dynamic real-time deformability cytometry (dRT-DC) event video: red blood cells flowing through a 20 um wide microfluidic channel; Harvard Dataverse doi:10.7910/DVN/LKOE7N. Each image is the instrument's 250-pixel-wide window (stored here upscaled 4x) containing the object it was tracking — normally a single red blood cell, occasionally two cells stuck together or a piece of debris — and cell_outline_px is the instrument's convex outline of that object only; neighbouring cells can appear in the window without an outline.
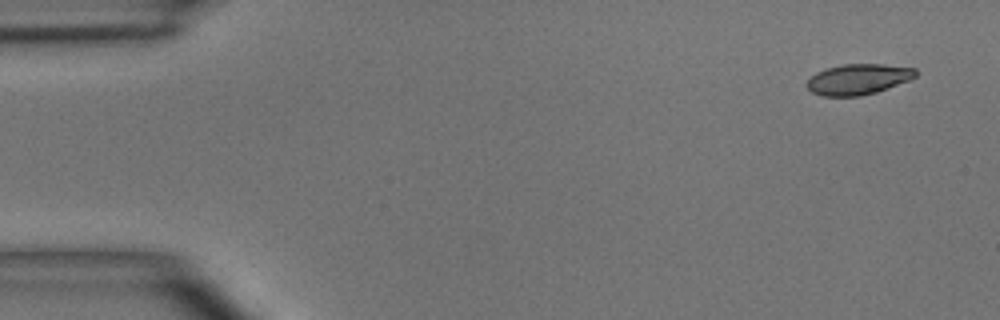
{"species": "common noctule bat (a hibernating species)", "species_latin": "Nyctalus noctula", "temperature_condition": "room temperature", "stored_images_in_passage": 5, "camera_frame_rate_fps": 3000, "um_per_image_px": 0.085, "animal": {"sex": "male", "body_mass_g": 15.6}, "frame": {"image": 1, "passage_image": 1, "time_ms": 0.0, "image_size_px": [1000, 320], "cell_outline_px": [[916, 76], [908, 80], [876, 92], [860, 96], [824, 96], [812, 92], [804, 84], [816, 72], [828, 68], [844, 64], [884, 64], [916, 68]], "centroid_in_image_um": [72.93, 6.73], "position_along_channel_um": 12.1, "area_um2": 19.25}}
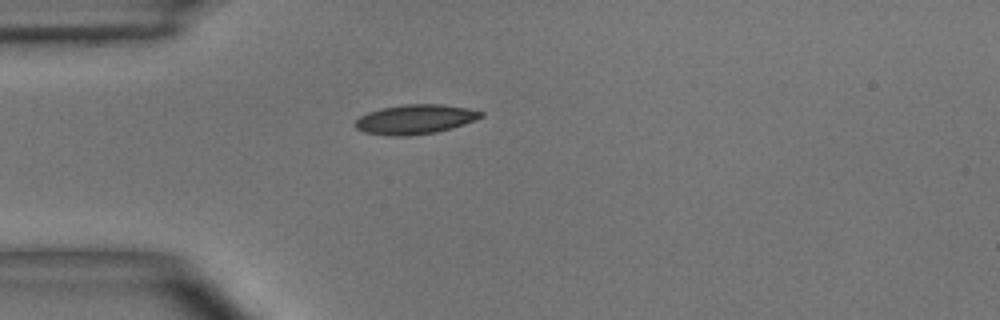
{"frame": {"image": 2, "passage_image": 4, "time_ms": 3.667, "image_size_px": [1000, 320], "cell_outline_px": [[484, 116], [464, 124], [452, 128], [436, 132], [408, 136], [388, 136], [364, 132], [356, 128], [352, 124], [360, 116], [368, 112], [380, 108], [404, 104], [440, 104], [468, 108], [484, 112]], "centroid_in_image_um": [35.26, 10.14], "position_along_channel_um": 49.7, "area_um2": 21.79}}